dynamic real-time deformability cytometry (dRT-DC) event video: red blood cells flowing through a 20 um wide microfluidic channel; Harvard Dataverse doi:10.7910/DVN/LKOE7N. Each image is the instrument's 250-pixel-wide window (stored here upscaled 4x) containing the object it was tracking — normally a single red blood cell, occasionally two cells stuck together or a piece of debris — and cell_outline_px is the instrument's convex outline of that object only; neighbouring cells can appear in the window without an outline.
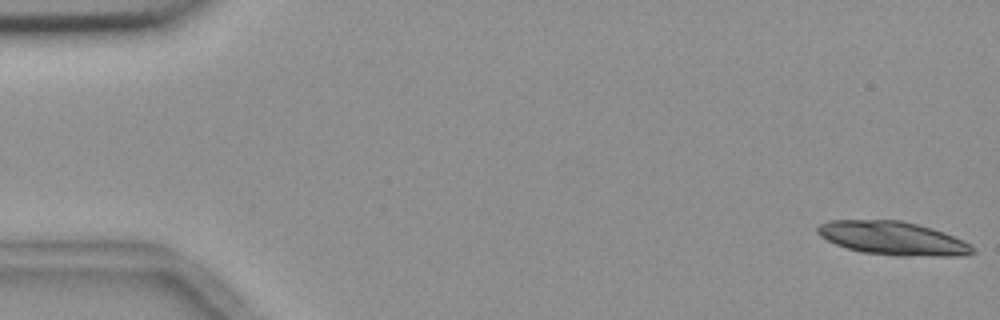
{"species": "common noctule bat (a hibernating species)", "species_latin": "Nyctalus noctula", "temperature_condition": "room temperature", "stored_images_in_passage": 23, "camera_frame_rate_fps": 3000, "um_per_image_px": 0.085, "animal": {"sex": "female", "body_mass_g": 18.4}, "frame": {"image": 1, "passage_image": 1, "time_ms": 0.0, "image_size_px": [1000, 320], "cell_outline_px": [[976, 252], [968, 256], [896, 256], [860, 252], [836, 244], [820, 236], [816, 232], [816, 228], [820, 224], [828, 220], [900, 220], [932, 228], [944, 232], [964, 240], [972, 244], [976, 248]], "centroid_in_image_um": [75.95, 20.27], "position_along_channel_um": 9.0, "area_um2": 30.69}}
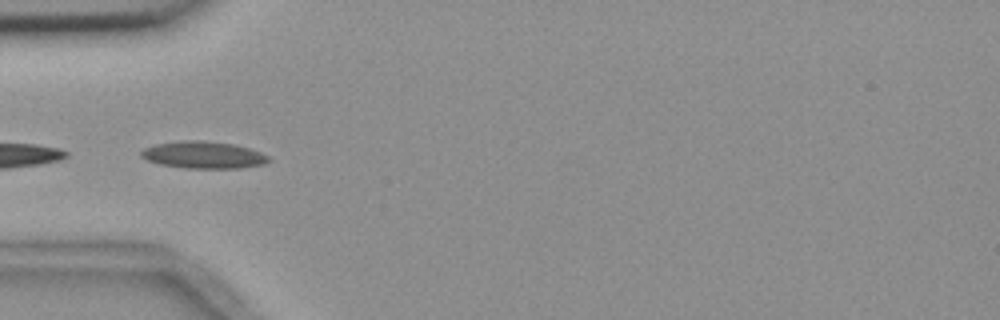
{"frame": {"image": 2, "passage_image": 18, "time_ms": 5.667, "image_size_px": [1000, 320], "cell_outline_px": [[272, 160], [264, 164], [240, 168], [184, 168], [160, 164], [148, 160], [140, 156], [140, 152], [144, 148], [156, 144], [184, 140], [204, 140], [232, 144], [248, 148], [260, 152], [268, 156]], "centroid_in_image_um": [17.29, 13.17], "position_along_channel_um": 67.7, "area_um2": 20.06}}